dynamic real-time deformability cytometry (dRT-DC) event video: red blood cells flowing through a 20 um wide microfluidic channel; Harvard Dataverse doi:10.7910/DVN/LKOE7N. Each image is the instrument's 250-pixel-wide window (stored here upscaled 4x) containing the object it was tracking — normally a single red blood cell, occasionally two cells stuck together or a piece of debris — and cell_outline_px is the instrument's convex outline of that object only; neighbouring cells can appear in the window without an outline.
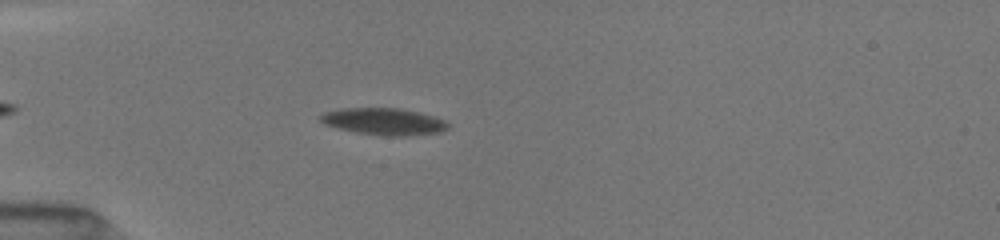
{"species": "common noctule bat (a hibernating species)", "species_latin": "Nyctalus noctula", "temperature_condition": "room temperature", "stored_images_in_passage": 5, "camera_frame_rate_fps": 3000, "um_per_image_px": 0.085, "animal": {"sex": "female", "body_mass_g": 19.5, "forearm_length_mm": 54.1}, "frame": {"image": 1, "passage_image": 3, "time_ms": 1.333, "image_size_px": [1000, 240], "cell_outline_px": [[448, 128], [440, 132], [404, 136], [388, 136], [356, 132], [324, 124], [320, 120], [320, 116], [324, 112], [344, 108], [400, 108], [432, 116], [444, 120], [448, 124]], "centroid_in_image_um": [32.62, 10.33], "position_along_channel_um": 52.4, "area_um2": 19.65}}
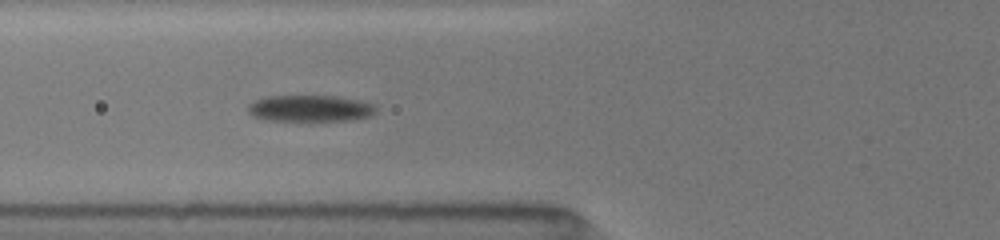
{"frame": {"image": 2, "passage_image": 5, "time_ms": 3.0, "image_size_px": [1000, 240], "cell_outline_px": [[376, 112], [368, 116], [348, 120], [264, 120], [252, 116], [248, 112], [248, 104], [256, 100], [268, 96], [336, 96], [360, 100], [376, 104]], "centroid_in_image_um": [26.36, 9.2], "position_along_channel_um": 99.4, "area_um2": 19.65}}